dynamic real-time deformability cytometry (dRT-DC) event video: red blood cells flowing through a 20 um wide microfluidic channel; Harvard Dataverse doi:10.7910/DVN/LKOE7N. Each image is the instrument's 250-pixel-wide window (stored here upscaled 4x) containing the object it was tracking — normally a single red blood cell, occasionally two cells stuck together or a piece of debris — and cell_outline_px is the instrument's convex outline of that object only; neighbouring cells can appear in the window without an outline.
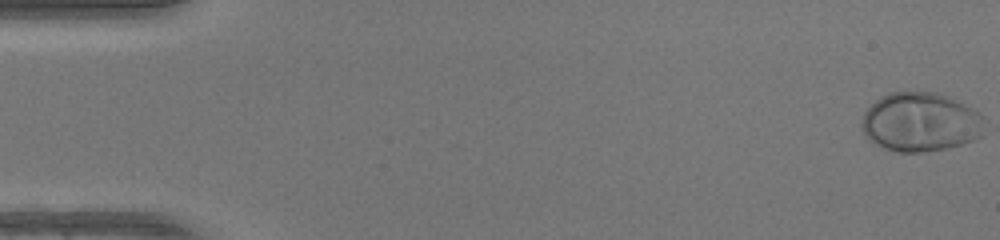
{"species": "human", "species_latin": "Homo sapiens", "temperature_condition": "warm", "stored_images_in_passage": 45, "camera_frame_rate_fps": 3000, "um_per_image_px": 0.085, "donor": {"sex": "female"}, "frame": {"image": 1, "passage_image": 1, "time_ms": 0.0, "image_size_px": [1000, 240], "cell_outline_px": [[984, 116], [980, 136], [972, 140], [960, 144], [944, 148], [920, 152], [896, 152], [880, 148], [864, 132], [860, 124], [864, 112], [876, 100], [888, 92], [936, 92], [948, 96], [972, 108]], "centroid_in_image_um": [78.21, 10.37], "position_along_channel_um": 6.8, "area_um2": 42.02}}
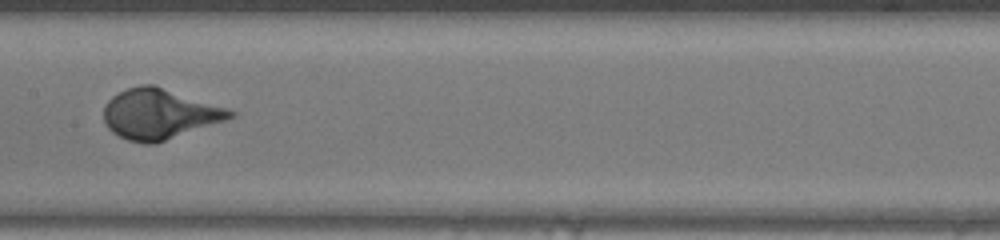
{"frame": {"image": 2, "passage_image": 26, "time_ms": 8.333, "image_size_px": [1000, 240], "cell_outline_px": [[236, 116], [228, 120], [156, 144], [144, 144], [128, 140], [112, 132], [104, 124], [104, 104], [112, 96], [128, 88], [140, 84], [152, 84], [228, 108], [236, 112]], "centroid_in_image_um": [13.56, 9.7], "position_along_channel_um": 193.8, "area_um2": 37.28}}
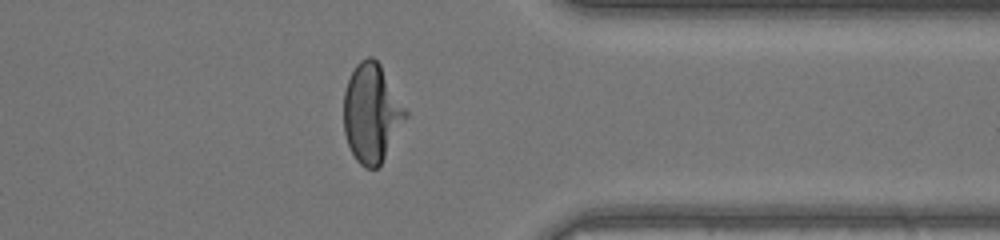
{"frame": {"image": 3, "passage_image": 40, "time_ms": 13.0, "image_size_px": [1000, 240], "cell_outline_px": [[408, 116], [380, 164], [376, 168], [364, 168], [356, 160], [348, 144], [344, 132], [344, 92], [348, 80], [356, 64], [360, 60], [368, 56], [372, 56], [380, 64], [408, 112]], "centroid_in_image_um": [31.58, 9.6], "position_along_channel_um": 379.8, "area_um2": 35.26}}